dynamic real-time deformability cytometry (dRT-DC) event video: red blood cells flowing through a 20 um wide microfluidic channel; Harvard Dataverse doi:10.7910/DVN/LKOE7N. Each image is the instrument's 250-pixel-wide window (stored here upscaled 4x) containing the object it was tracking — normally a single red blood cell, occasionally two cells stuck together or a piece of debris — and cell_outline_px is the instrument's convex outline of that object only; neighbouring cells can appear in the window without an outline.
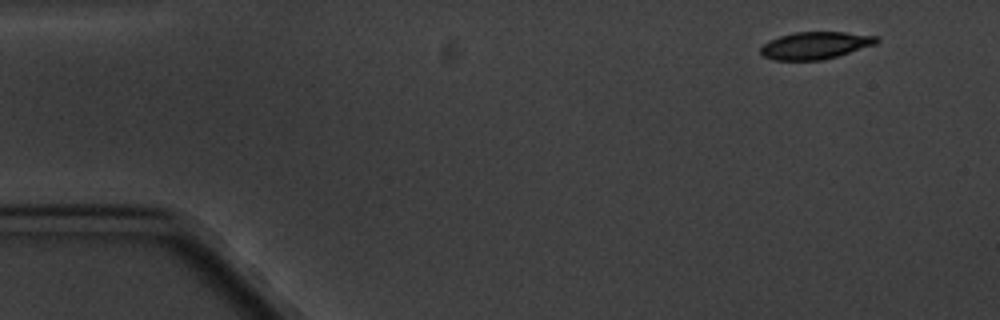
{"species": "common noctule bat (a hibernating species)", "species_latin": "Nyctalus noctula", "temperature_condition": "cold", "stored_images_in_passage": 5, "camera_frame_rate_fps": 3000, "um_per_image_px": 0.085, "animal": {"sex": "male", "body_mass_g": 20.1, "forearm_length_mm": 53.5}, "frame": {"image": 1, "passage_image": 1, "time_ms": 0.0, "image_size_px": [1000, 320], "cell_outline_px": [[880, 40], [876, 44], [824, 60], [776, 60], [764, 56], [760, 52], [760, 48], [768, 40], [792, 32], [844, 32], [880, 36]], "centroid_in_image_um": [69.32, 3.85], "position_along_channel_um": 15.7, "area_um2": 18.5}}
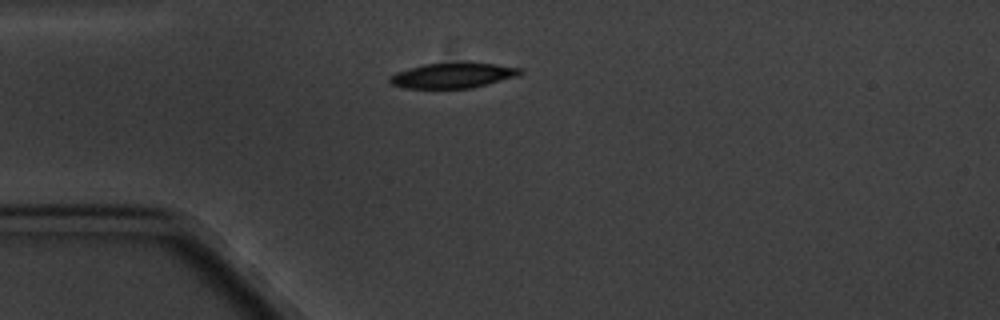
{"frame": {"image": 2, "passage_image": 4, "time_ms": 3.333, "image_size_px": [1000, 320], "cell_outline_px": [[524, 72], [516, 76], [472, 88], [404, 88], [392, 84], [388, 80], [388, 76], [396, 72], [408, 68], [424, 64], [460, 60], [468, 60], [524, 68]], "centroid_in_image_um": [38.51, 6.36], "position_along_channel_um": 46.5, "area_um2": 19.94}}
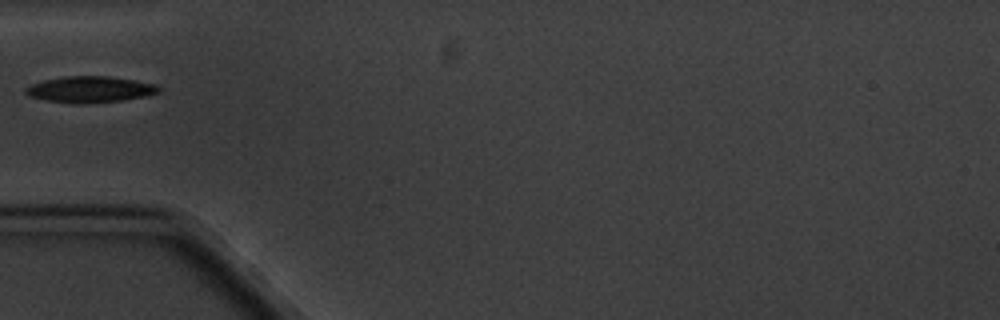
{"frame": {"image": 3, "passage_image": 5, "time_ms": 4.667, "image_size_px": [1000, 320], "cell_outline_px": [[160, 92], [144, 96], [124, 100], [84, 104], [76, 104], [48, 100], [32, 96], [24, 92], [24, 88], [32, 84], [44, 80], [64, 76], [108, 76], [156, 84], [160, 88]], "centroid_in_image_um": [7.66, 7.6], "position_along_channel_um": 77.3, "area_um2": 20.17}}